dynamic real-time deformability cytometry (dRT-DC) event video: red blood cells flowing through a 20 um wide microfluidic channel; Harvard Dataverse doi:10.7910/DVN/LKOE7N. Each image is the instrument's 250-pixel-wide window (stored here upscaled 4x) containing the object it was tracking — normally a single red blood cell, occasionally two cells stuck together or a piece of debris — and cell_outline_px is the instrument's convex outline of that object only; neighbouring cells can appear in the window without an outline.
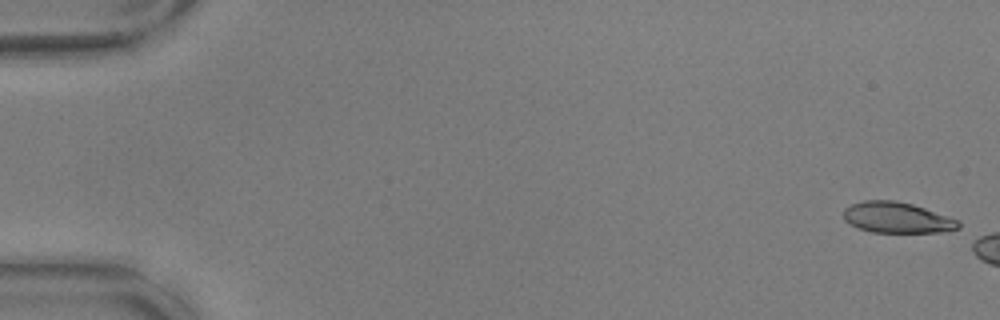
{"species": "common noctule bat (a hibernating species)", "species_latin": "Nyctalus noctula", "temperature_condition": "warm", "stored_images_in_passage": 10, "camera_frame_rate_fps": 3000, "um_per_image_px": 0.085, "animal": {"sex": "male", "body_mass_g": 17.9, "forearm_length_mm": 54.2}, "frame": {"image": 1, "passage_image": 2, "time_ms": 0.333, "image_size_px": [1000, 320], "cell_outline_px": [[960, 228], [940, 232], [872, 232], [856, 228], [844, 220], [844, 208], [852, 204], [864, 200], [896, 200], [912, 204], [960, 220]], "centroid_in_image_um": [76.23, 18.49], "position_along_channel_um": 8.8, "area_um2": 20.69}}